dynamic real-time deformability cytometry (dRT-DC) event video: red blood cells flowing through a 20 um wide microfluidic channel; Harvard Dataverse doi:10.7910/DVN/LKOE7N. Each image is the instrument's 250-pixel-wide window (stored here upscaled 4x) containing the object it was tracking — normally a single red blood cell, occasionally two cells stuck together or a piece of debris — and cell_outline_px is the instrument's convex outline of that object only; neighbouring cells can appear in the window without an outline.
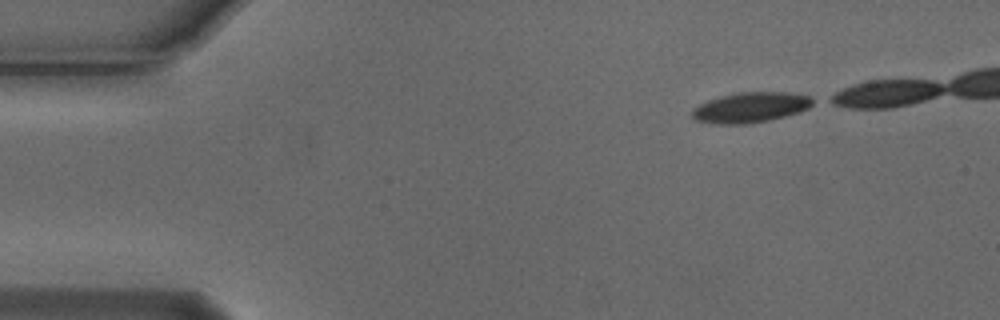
{"species": "Egyptian fruit bat (a non-hibernating species)", "species_latin": "Rousettus aegyptiacus", "temperature_condition": "cold", "stored_images_in_passage": 6, "camera_frame_rate_fps": 3000, "um_per_image_px": 0.085, "animal": {"sex": "male"}, "frame": {"image": 1, "passage_image": 1, "time_ms": 0.0, "image_size_px": [1000, 320], "cell_outline_px": [[816, 104], [800, 112], [768, 120], [748, 124], [716, 124], [696, 120], [692, 116], [692, 108], [708, 100], [720, 96], [740, 92], [788, 92], [808, 96], [816, 100]], "centroid_in_image_um": [63.82, 9.13], "position_along_channel_um": 21.2, "area_um2": 21.39}}